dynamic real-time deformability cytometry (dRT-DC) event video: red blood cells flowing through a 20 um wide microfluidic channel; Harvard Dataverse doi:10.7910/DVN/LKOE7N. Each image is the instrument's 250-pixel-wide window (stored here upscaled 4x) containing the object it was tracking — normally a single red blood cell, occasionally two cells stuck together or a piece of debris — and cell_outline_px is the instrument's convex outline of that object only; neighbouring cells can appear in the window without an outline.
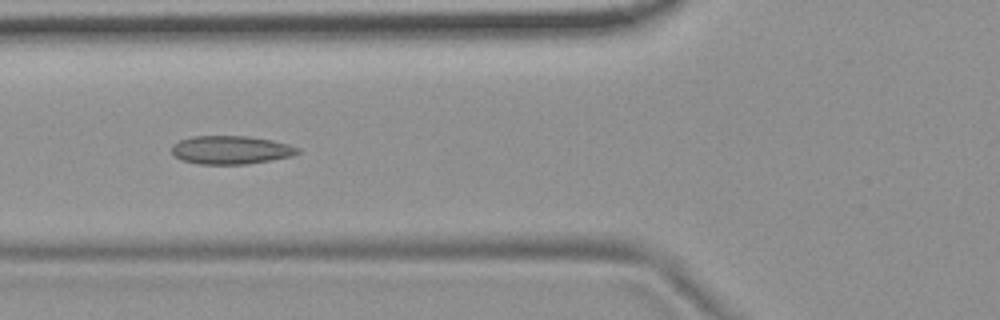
{"species": "common noctule bat (a hibernating species)", "species_latin": "Nyctalus noctula", "temperature_condition": "room temperature", "stored_images_in_passage": 6, "camera_frame_rate_fps": 3000, "um_per_image_px": 0.085, "animal": {"sex": "female", "body_mass_g": 19.9}, "frame": {"image": 1, "passage_image": 2, "time_ms": 1.333, "image_size_px": [1000, 320], "cell_outline_px": [[300, 152], [292, 156], [272, 160], [248, 164], [196, 164], [180, 160], [172, 152], [172, 144], [180, 140], [192, 136], [248, 136], [272, 140], [288, 144], [300, 148]], "centroid_in_image_um": [19.63, 12.75], "position_along_channel_um": 106.2, "area_um2": 20.98}}
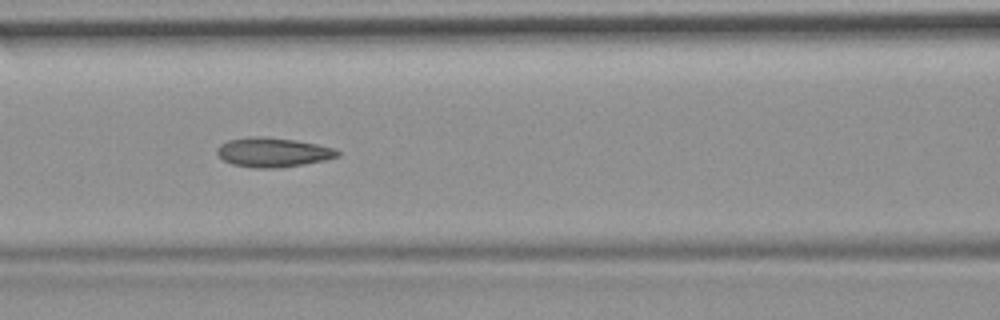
{"frame": {"image": 2, "passage_image": 3, "time_ms": 2.333, "image_size_px": [1000, 320], "cell_outline_px": [[340, 156], [324, 160], [304, 164], [280, 168], [252, 168], [232, 164], [224, 160], [216, 152], [216, 148], [220, 144], [228, 140], [260, 136], [296, 140], [336, 148], [340, 152]], "centroid_in_image_um": [23.22, 12.95], "position_along_channel_um": 143.4, "area_um2": 20.63}}
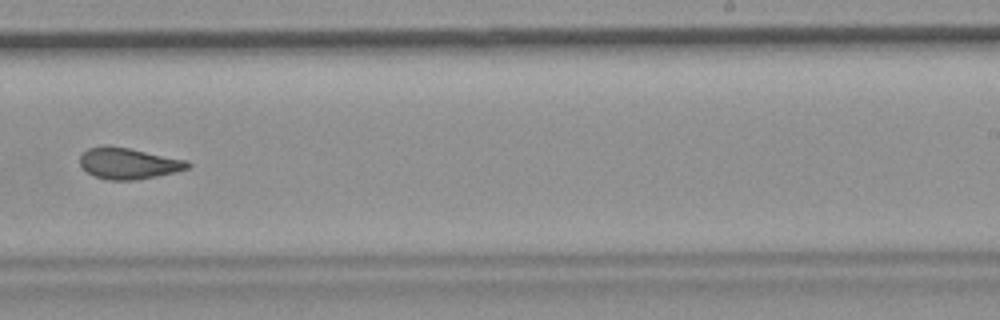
{"frame": {"image": 3, "passage_image": 6, "time_ms": 6.0, "image_size_px": [1000, 320], "cell_outline_px": [[192, 164], [188, 168], [176, 172], [156, 176], [132, 180], [108, 180], [96, 176], [88, 172], [80, 164], [80, 156], [88, 148], [104, 144], [108, 144], [188, 160]], "centroid_in_image_um": [10.93, 13.87], "position_along_channel_um": 278.1, "area_um2": 19.59}}